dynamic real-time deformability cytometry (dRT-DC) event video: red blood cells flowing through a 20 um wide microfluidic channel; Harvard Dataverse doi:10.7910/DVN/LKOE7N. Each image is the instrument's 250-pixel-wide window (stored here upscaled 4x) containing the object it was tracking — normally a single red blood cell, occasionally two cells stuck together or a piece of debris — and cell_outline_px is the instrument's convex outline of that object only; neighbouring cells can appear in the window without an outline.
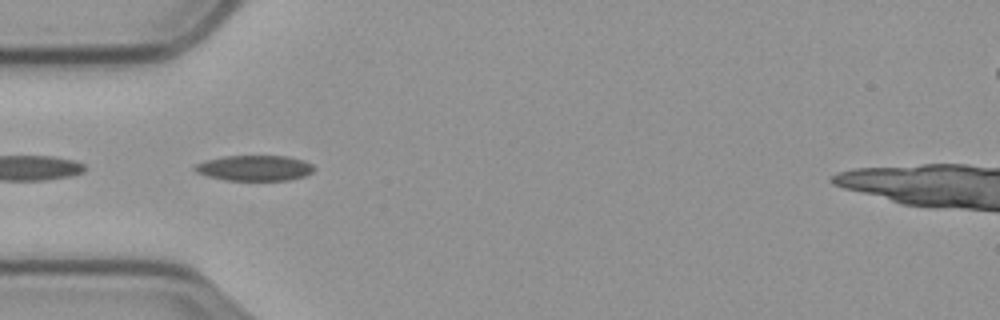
{"species": "common noctule bat (a hibernating species)", "species_latin": "Nyctalus noctula", "temperature_condition": "cold", "stored_images_in_passage": 21, "camera_frame_rate_fps": 3000, "um_per_image_px": 0.085, "animal": {"sex": "male", "body_mass_g": 23.1, "forearm_length_mm": 52.7}, "frame": {"image": 1, "passage_image": 4, "time_ms": 1.0, "image_size_px": [1000, 320], "cell_outline_px": [[316, 168], [312, 172], [304, 176], [288, 180], [224, 180], [208, 176], [196, 172], [192, 168], [196, 164], [204, 160], [224, 156], [288, 156], [304, 160], [312, 164]], "centroid_in_image_um": [21.64, 14.28], "position_along_channel_um": 63.4, "area_um2": 17.8}}
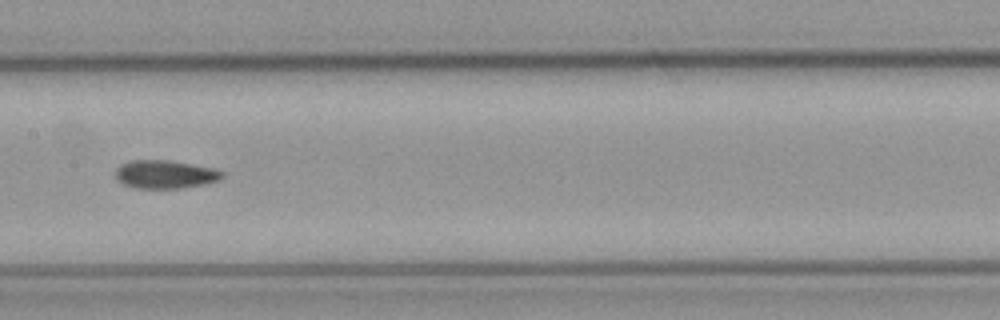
{"frame": {"image": 2, "passage_image": 15, "time_ms": 4.667, "image_size_px": [1000, 320], "cell_outline_px": [[224, 176], [220, 180], [204, 184], [184, 188], [136, 188], [124, 184], [116, 180], [116, 168], [120, 164], [132, 160], [168, 160], [212, 168], [224, 172]], "centroid_in_image_um": [14.03, 14.82], "position_along_channel_um": 193.4, "area_um2": 17.57}}
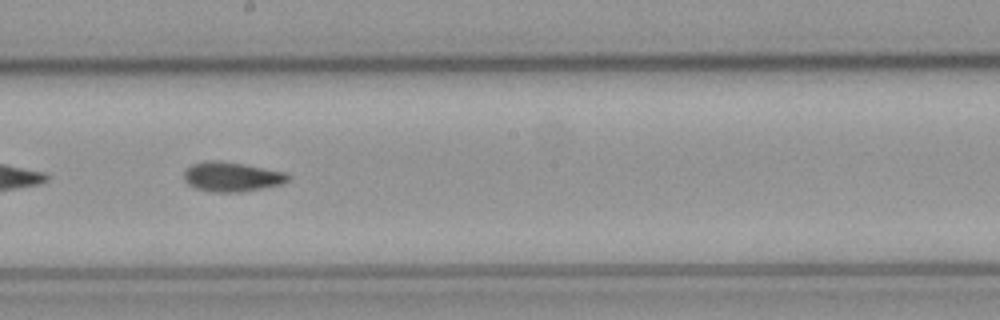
{"frame": {"image": 3, "passage_image": 18, "time_ms": 5.667, "image_size_px": [1000, 320], "cell_outline_px": [[288, 180], [284, 184], [240, 192], [216, 192], [196, 188], [188, 184], [184, 180], [184, 172], [192, 164], [208, 160], [220, 160], [244, 164], [288, 172]], "centroid_in_image_um": [19.72, 15.01], "position_along_channel_um": 228.5, "area_um2": 17.98}}